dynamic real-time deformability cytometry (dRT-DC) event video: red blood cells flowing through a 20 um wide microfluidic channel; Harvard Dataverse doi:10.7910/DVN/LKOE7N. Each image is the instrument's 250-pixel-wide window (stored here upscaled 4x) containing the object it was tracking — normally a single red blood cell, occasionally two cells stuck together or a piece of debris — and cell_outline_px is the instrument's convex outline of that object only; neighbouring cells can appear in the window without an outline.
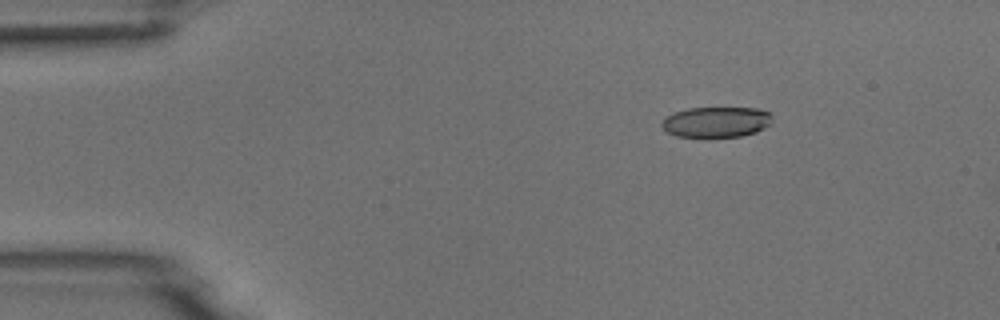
{"species": "common noctule bat (a hibernating species)", "species_latin": "Nyctalus noctula", "temperature_condition": "room temperature", "stored_images_in_passage": 4, "camera_frame_rate_fps": 3000, "um_per_image_px": 0.085, "animal": {"sex": "male", "body_mass_g": 18.8}, "frame": {"image": 1, "passage_image": 2, "time_ms": 0.333, "image_size_px": [1000, 320], "cell_outline_px": [[772, 124], [756, 132], [740, 136], [708, 140], [704, 140], [676, 136], [668, 132], [660, 124], [664, 116], [688, 108], [756, 108], [768, 112], [772, 116]], "centroid_in_image_um": [60.86, 10.42], "position_along_channel_um": 24.1, "area_um2": 20.52}}